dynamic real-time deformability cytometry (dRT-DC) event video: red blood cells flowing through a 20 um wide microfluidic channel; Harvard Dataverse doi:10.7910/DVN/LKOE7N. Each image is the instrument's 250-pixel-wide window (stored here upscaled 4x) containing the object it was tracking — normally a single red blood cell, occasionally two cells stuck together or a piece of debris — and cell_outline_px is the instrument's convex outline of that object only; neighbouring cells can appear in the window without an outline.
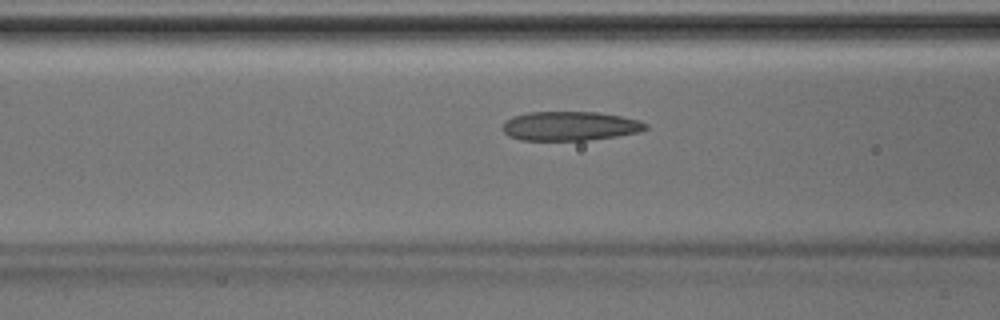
{"species": "Egyptian fruit bat (a non-hibernating species)", "species_latin": "Rousettus aegyptiacus", "temperature_condition": "room temperature", "stored_images_in_passage": 40, "camera_frame_rate_fps": 3000, "um_per_image_px": 0.085, "animal": {"sex": "male"}, "frame": {"image": 1, "passage_image": 14, "time_ms": 4.333, "image_size_px": [1000, 320], "cell_outline_px": [[648, 128], [640, 132], [616, 136], [588, 140], [520, 140], [508, 136], [504, 132], [504, 124], [512, 116], [528, 112], [600, 112], [640, 120], [648, 124]], "centroid_in_image_um": [48.48, 10.71], "position_along_channel_um": 118.1, "area_um2": 24.33}}
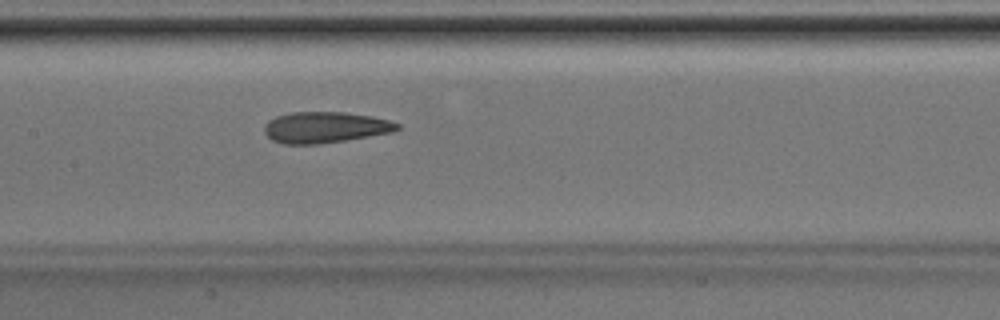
{"frame": {"image": 2, "passage_image": 18, "time_ms": 5.667, "image_size_px": [1000, 320], "cell_outline_px": [[400, 128], [392, 132], [320, 144], [284, 144], [272, 140], [264, 132], [264, 124], [268, 120], [276, 116], [288, 112], [344, 112], [372, 116], [388, 120], [400, 124]], "centroid_in_image_um": [27.6, 10.82], "position_along_channel_um": 179.8, "area_um2": 24.1}}
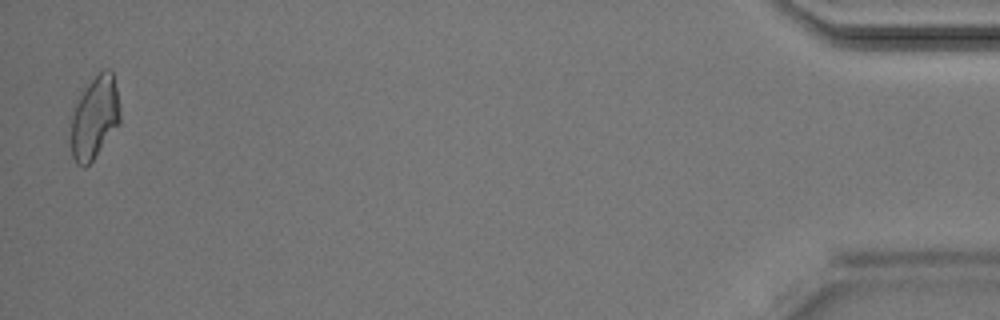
{"frame": {"image": 3, "passage_image": 40, "time_ms": 13.0, "image_size_px": [1000, 320], "cell_outline_px": [[120, 124], [92, 160], [84, 168], [76, 164], [72, 156], [68, 116], [72, 108], [84, 88], [104, 68], [108, 68], [112, 72], [116, 88], [120, 116]], "centroid_in_image_um": [7.98, 10.02], "position_along_channel_um": 427.2, "area_um2": 24.1}}